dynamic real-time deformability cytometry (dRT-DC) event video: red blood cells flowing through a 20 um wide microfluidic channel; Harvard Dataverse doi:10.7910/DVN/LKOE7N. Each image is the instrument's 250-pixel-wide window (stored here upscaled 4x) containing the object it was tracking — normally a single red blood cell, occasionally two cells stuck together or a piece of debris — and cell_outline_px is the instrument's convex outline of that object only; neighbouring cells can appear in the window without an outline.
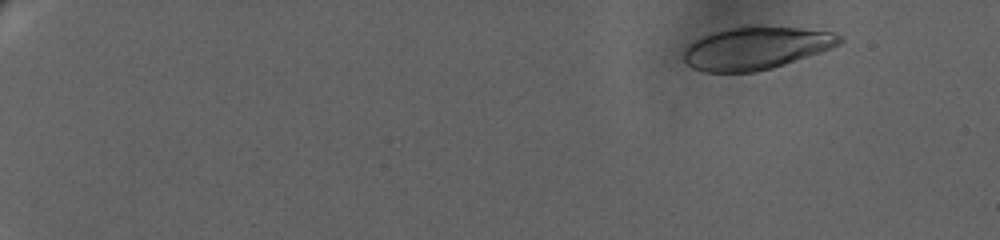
{"species": "human", "species_latin": "Homo sapiens", "temperature_condition": "warm", "stored_images_in_passage": 44, "camera_frame_rate_fps": 3000, "um_per_image_px": 0.085, "donor": {"sex": "female"}, "frame": {"image": 1, "passage_image": 5, "time_ms": 2.667, "image_size_px": [1000, 240], "cell_outline_px": [[844, 40], [840, 44], [832, 48], [772, 68], [756, 72], [704, 72], [692, 68], [684, 60], [684, 48], [688, 44], [712, 32], [744, 24], [760, 24], [800, 28], [832, 32], [840, 36]], "centroid_in_image_um": [64.25, 4.06], "position_along_channel_um": 20.7, "area_um2": 39.25}}
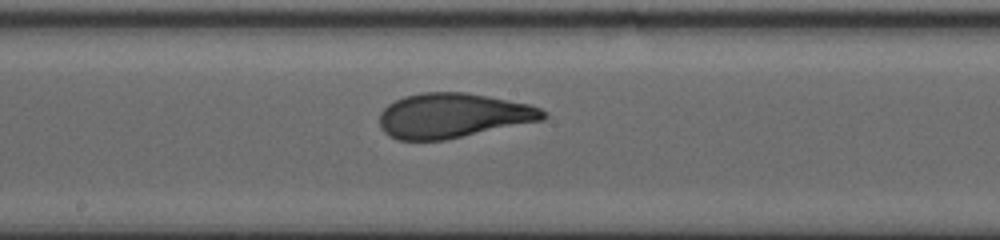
{"frame": {"image": 2, "passage_image": 27, "time_ms": 15.0, "image_size_px": [1000, 240], "cell_outline_px": [[548, 116], [544, 120], [444, 140], [396, 140], [388, 136], [380, 128], [380, 112], [388, 104], [404, 96], [424, 92], [464, 92], [488, 96], [528, 104], [540, 108], [548, 112]], "centroid_in_image_um": [38.5, 9.83], "position_along_channel_um": 209.7, "area_um2": 42.77}}
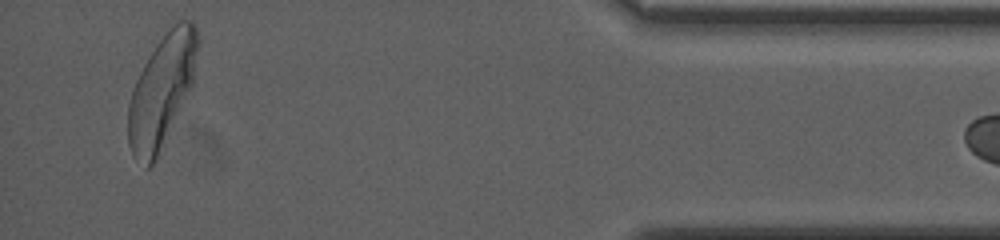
{"frame": {"image": 3, "passage_image": 43, "time_ms": 23.667, "image_size_px": [1000, 240], "cell_outline_px": [[200, 40], [192, 88], [152, 164], [148, 168], [144, 168], [132, 156], [128, 144], [128, 104], [132, 88], [144, 64], [160, 40], [180, 20], [192, 20], [196, 24]], "centroid_in_image_um": [13.76, 7.73], "position_along_channel_um": 421.4, "area_um2": 45.14}}